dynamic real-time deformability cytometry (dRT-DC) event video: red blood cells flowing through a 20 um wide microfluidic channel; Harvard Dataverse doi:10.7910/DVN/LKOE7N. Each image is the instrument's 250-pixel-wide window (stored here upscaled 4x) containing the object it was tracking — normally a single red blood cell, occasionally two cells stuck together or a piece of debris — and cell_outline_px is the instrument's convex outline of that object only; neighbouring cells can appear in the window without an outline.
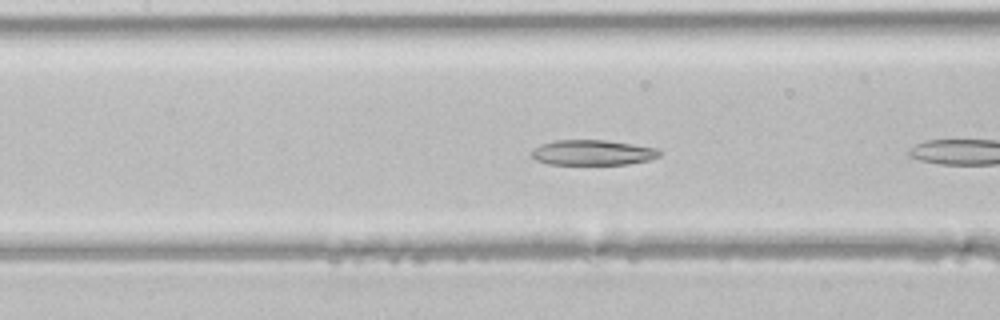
{"species": "common noctule bat (a hibernating species)", "species_latin": "Nyctalus noctula", "temperature_condition": "room temperature", "stored_images_in_passage": 7, "camera_frame_rate_fps": 3000, "um_per_image_px": 0.085, "animal": {"sex": "male", "body_mass_g": 21.5, "forearm_length_mm": 52.0}, "frame": {"image": 1, "passage_image": 6, "time_ms": 1.667, "image_size_px": [1000, 320], "cell_outline_px": [[660, 156], [648, 160], [628, 164], [548, 164], [536, 160], [532, 156], [532, 152], [540, 144], [556, 140], [604, 140], [660, 148]], "centroid_in_image_um": [50.4, 12.97], "position_along_channel_um": 157.0, "area_um2": 18.73}}